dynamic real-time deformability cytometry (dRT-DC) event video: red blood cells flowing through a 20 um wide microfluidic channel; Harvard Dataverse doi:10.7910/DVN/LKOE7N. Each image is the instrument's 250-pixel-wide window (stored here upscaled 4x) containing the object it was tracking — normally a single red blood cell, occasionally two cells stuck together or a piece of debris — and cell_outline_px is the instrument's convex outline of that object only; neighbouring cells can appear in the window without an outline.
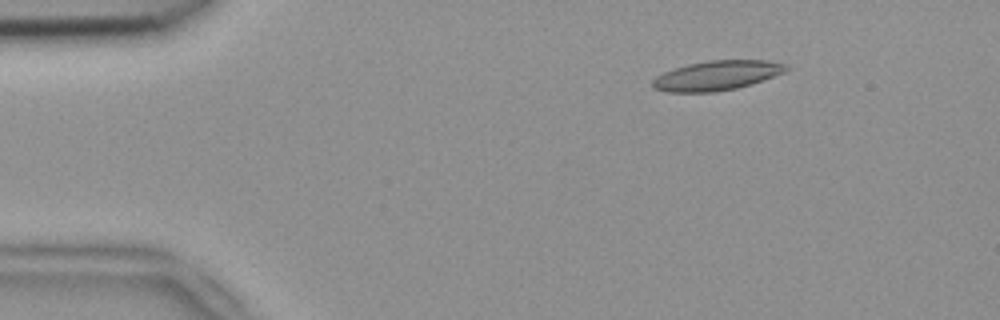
{"species": "common noctule bat (a hibernating species)", "species_latin": "Nyctalus noctula", "temperature_condition": "room temperature", "stored_images_in_passage": 53, "camera_frame_rate_fps": 3000, "um_per_image_px": 0.085, "animal": {"sex": "female", "body_mass_g": 18.4}, "frame": {"image": 1, "passage_image": 8, "time_ms": 2.333, "image_size_px": [1000, 320], "cell_outline_px": [[788, 68], [784, 72], [752, 84], [736, 88], [712, 92], [668, 92], [652, 88], [652, 80], [656, 76], [664, 72], [688, 64], [708, 60], [768, 60], [788, 64]], "centroid_in_image_um": [60.93, 6.41], "position_along_channel_um": 24.1, "area_um2": 23.0}}
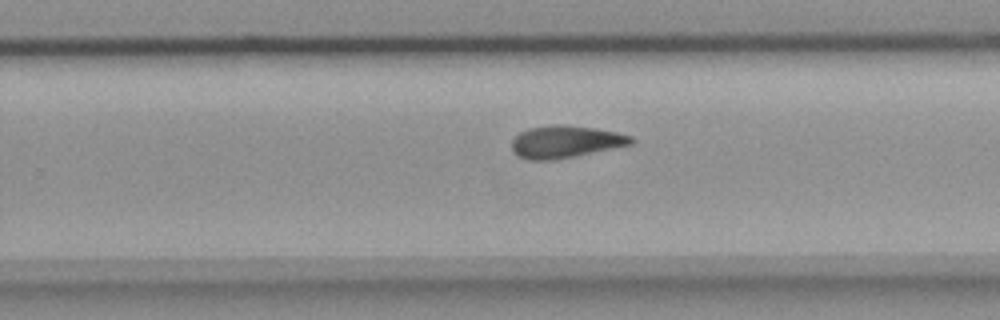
{"frame": {"image": 2, "passage_image": 34, "time_ms": 11.0, "image_size_px": [1000, 320], "cell_outline_px": [[636, 140], [632, 144], [556, 160], [528, 160], [512, 152], [512, 140], [520, 132], [528, 128], [556, 124], [564, 124], [592, 128], [616, 132], [632, 136]], "centroid_in_image_um": [48.05, 12.05], "position_along_channel_um": 281.7, "area_um2": 22.43}}
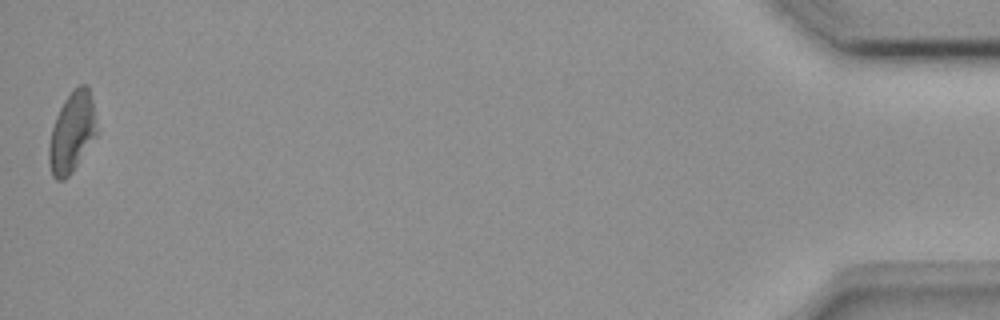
{"frame": {"image": 3, "passage_image": 53, "time_ms": 17.333, "image_size_px": [1000, 320], "cell_outline_px": [[96, 136], [72, 172], [64, 180], [56, 180], [52, 176], [48, 160], [48, 144], [52, 128], [56, 116], [64, 100], [80, 84], [88, 84], [92, 100], [96, 132]], "centroid_in_image_um": [6.08, 11.28], "position_along_channel_um": 429.1, "area_um2": 22.08}, "authors_computed_cell_mechanics": {"area_um2": 22.3686, "velocity_mm_per_s": 3.8095, "shape_relaxation_time_tau1_ms": null, "shape_relaxation_time_tau2_ms": 5.9118, "deformation_change_tau1": null, "deformation_change_tau2": 0.1466}}